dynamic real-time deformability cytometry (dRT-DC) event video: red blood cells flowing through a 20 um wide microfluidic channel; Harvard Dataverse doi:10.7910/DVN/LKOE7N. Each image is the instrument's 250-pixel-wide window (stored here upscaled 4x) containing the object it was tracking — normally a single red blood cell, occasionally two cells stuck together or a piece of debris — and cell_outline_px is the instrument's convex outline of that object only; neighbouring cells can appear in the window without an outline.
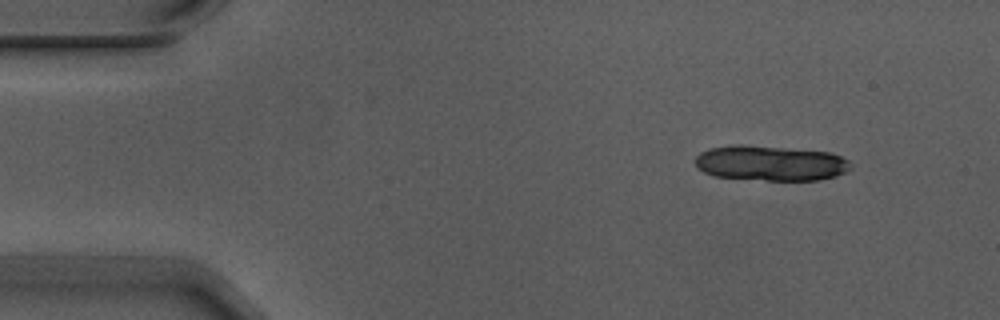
{"species": "Egyptian fruit bat (a non-hibernating species)", "species_latin": "Rousettus aegyptiacus", "temperature_condition": "warm", "stored_images_in_passage": 4, "camera_frame_rate_fps": 3000, "um_per_image_px": 0.085, "animal": {"sex": "male"}, "frame": {"image": 1, "passage_image": 1, "time_ms": 0.0, "image_size_px": [1000, 320], "cell_outline_px": [[852, 168], [836, 176], [820, 180], [764, 180], [712, 176], [696, 168], [692, 160], [700, 152], [708, 148], [736, 144], [744, 144], [828, 152], [840, 156], [848, 160], [852, 164]], "centroid_in_image_um": [65.43, 13.86], "position_along_channel_um": 19.6, "area_um2": 32.25}}